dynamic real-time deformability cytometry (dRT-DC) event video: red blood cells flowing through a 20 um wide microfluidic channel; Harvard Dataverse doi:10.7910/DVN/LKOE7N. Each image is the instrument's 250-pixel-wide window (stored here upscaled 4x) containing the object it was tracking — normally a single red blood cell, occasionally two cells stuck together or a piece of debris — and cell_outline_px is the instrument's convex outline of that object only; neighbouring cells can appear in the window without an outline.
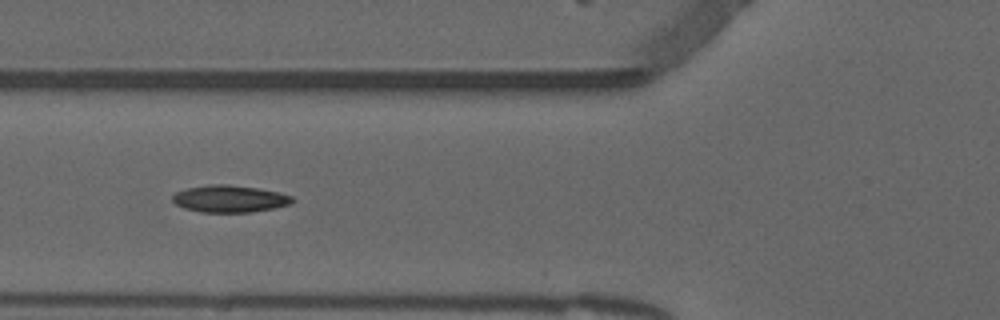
{"species": "common noctule bat (a hibernating species)", "species_latin": "Nyctalus noctula", "temperature_condition": "warm", "stored_images_in_passage": 41, "camera_frame_rate_fps": 3000, "um_per_image_px": 0.085, "animal": {"sex": "male", "forearm_length_mm": 52.5}, "frame": {"image": 1, "passage_image": 7, "time_ms": 2.0, "image_size_px": [1000, 320], "cell_outline_px": [[296, 200], [292, 204], [252, 212], [200, 212], [184, 208], [176, 204], [172, 200], [172, 196], [176, 192], [188, 188], [212, 184], [228, 184], [256, 188], [280, 192], [292, 196]], "centroid_in_image_um": [19.55, 16.9], "position_along_channel_um": 106.3, "area_um2": 18.9}, "authors_computed_cell_mechanics": {"area_um2": 18.2648, "velocity_mm_per_s": 3.8816, "shape_relaxation_time_tau1_ms": 8.2376, "shape_relaxation_time_tau2_ms": 1.8515, "deformation_change_tau1": 0.248, "deformation_change_tau2": 0.0823}}